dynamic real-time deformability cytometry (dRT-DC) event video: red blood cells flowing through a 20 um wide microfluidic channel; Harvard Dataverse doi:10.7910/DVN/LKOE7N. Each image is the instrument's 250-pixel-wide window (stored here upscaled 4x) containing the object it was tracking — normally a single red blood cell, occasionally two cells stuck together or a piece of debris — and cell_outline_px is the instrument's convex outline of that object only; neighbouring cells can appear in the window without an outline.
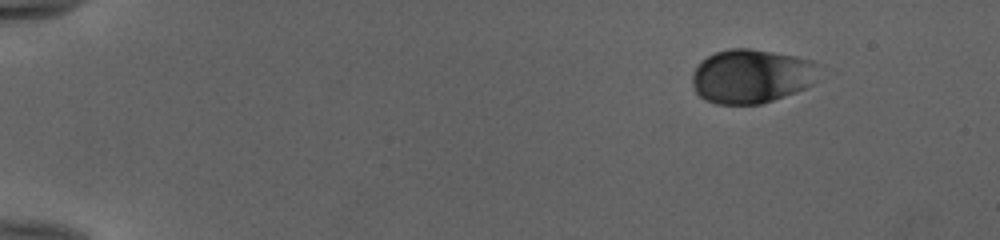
{"species": "human", "species_latin": "Homo sapiens", "temperature_condition": "cold", "stored_images_in_passage": 18, "camera_frame_rate_fps": 3000, "um_per_image_px": 0.085, "donor": {"sex": "female"}, "frame": {"image": 1, "passage_image": 1, "time_ms": 0.0, "image_size_px": [1000, 240], "cell_outline_px": [[820, 80], [796, 92], [760, 104], [716, 104], [704, 100], [696, 92], [692, 84], [692, 72], [696, 64], [700, 60], [716, 52], [728, 48], [748, 48], [796, 56], [812, 60], [820, 64]], "centroid_in_image_um": [63.9, 6.47], "position_along_channel_um": 21.1, "area_um2": 40.58}}
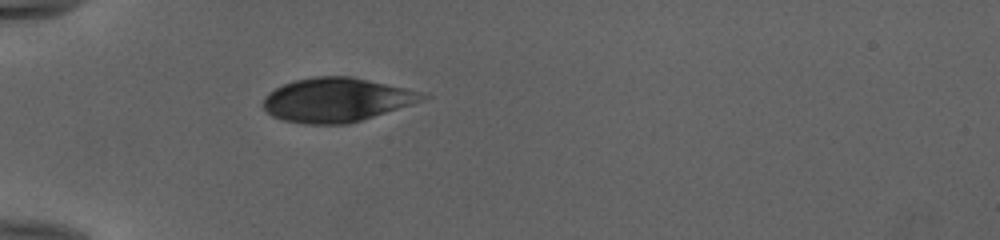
{"frame": {"image": 2, "passage_image": 12, "time_ms": 3.667, "image_size_px": [1000, 240], "cell_outline_px": [[432, 96], [424, 100], [412, 104], [348, 124], [304, 124], [284, 120], [272, 116], [264, 108], [264, 96], [268, 92], [284, 84], [296, 80], [316, 76], [352, 76], [424, 92]], "centroid_in_image_um": [28.63, 8.48], "position_along_channel_um": 56.4, "area_um2": 40.81}}
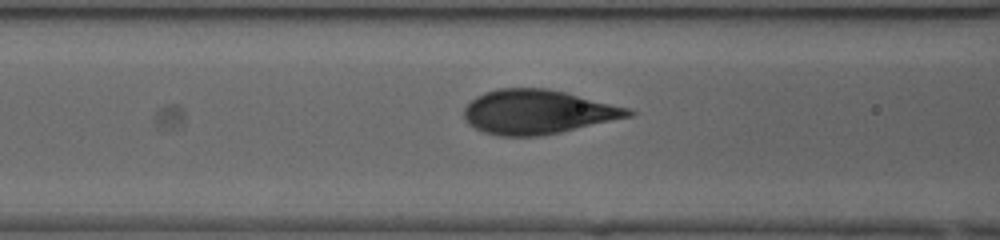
{"frame": {"image": 3, "passage_image": 18, "time_ms": 5.667, "image_size_px": [1000, 240], "cell_outline_px": [[636, 112], [632, 116], [560, 132], [540, 136], [500, 136], [484, 132], [468, 124], [464, 116], [464, 108], [476, 96], [484, 92], [500, 88], [548, 88], [628, 108]], "centroid_in_image_um": [45.67, 9.51], "position_along_channel_um": 120.9, "area_um2": 42.02}}